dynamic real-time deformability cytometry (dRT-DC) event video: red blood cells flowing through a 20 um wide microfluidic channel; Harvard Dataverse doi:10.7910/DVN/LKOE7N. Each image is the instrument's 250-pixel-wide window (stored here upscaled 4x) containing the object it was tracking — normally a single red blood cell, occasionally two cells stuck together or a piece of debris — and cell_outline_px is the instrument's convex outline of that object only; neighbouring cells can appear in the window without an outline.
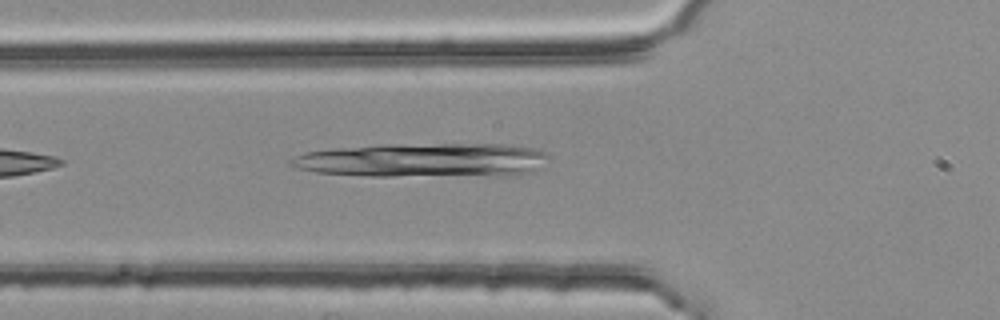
{"species": "common noctule bat (a hibernating species)", "species_latin": "Nyctalus noctula", "temperature_condition": "room temperature", "stored_images_in_passage": 4, "camera_frame_rate_fps": 3000, "um_per_image_px": 0.085, "animal": {"sex": "female", "body_mass_g": 25.1}, "frame": {"image": 1, "passage_image": 4, "time_ms": 1.0, "image_size_px": [1000, 320], "cell_outline_px": [[552, 156], [540, 168], [516, 176], [372, 176], [316, 172], [296, 168], [288, 164], [288, 160], [304, 152], [328, 148], [384, 144], [508, 144], [536, 148], [548, 152]], "centroid_in_image_um": [36.04, 13.61], "position_along_channel_um": 89.8, "area_um2": 52.42}}